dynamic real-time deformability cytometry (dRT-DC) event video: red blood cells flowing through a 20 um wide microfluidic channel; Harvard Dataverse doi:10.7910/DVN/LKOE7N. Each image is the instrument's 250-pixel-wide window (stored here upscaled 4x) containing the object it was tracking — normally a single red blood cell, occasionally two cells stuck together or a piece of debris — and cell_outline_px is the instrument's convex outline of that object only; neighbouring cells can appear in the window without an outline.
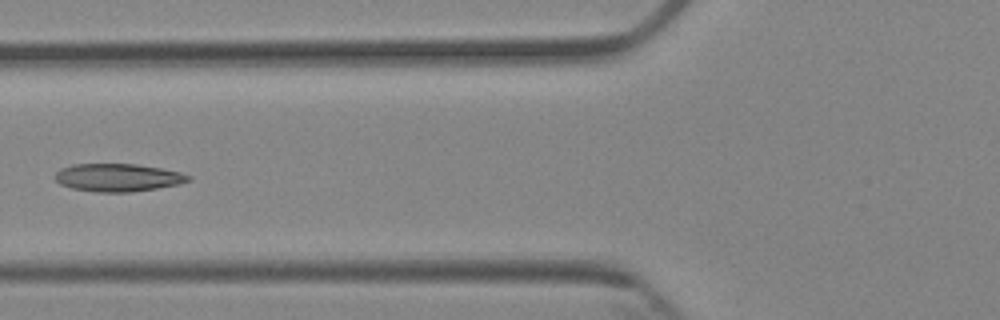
{"species": "Egyptian fruit bat (a non-hibernating species)", "species_latin": "Rousettus aegyptiacus", "temperature_condition": "cold", "stored_images_in_passage": 7, "camera_frame_rate_fps": 3000, "um_per_image_px": 0.085, "animal": {"sex": "female"}, "frame": {"image": 1, "passage_image": 7, "time_ms": 6.667, "image_size_px": [1000, 320], "cell_outline_px": [[192, 180], [180, 184], [132, 192], [96, 192], [72, 188], [60, 184], [56, 180], [56, 172], [60, 168], [72, 164], [136, 164], [160, 168], [180, 172], [192, 176]], "centroid_in_image_um": [10.04, 15.09], "position_along_channel_um": 115.8, "area_um2": 21.68}}